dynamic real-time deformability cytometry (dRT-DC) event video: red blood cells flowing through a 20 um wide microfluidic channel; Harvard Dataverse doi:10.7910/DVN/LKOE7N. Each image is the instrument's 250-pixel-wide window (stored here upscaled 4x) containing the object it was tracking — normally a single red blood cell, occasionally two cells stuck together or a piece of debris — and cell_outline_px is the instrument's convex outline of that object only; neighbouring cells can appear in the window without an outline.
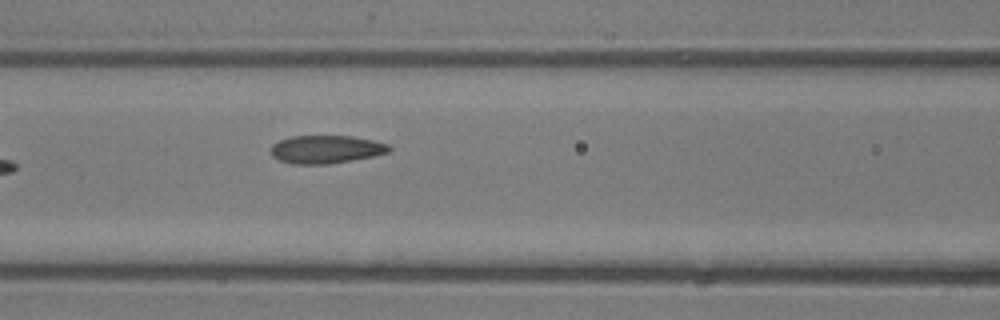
{"species": "common noctule bat (a hibernating species)", "species_latin": "Nyctalus noctula", "temperature_condition": "room temperature", "stored_images_in_passage": 5, "camera_frame_rate_fps": 3000, "um_per_image_px": 0.085, "animal": {"sex": "male", "body_mass_g": 13.3}, "frame": {"image": 1, "passage_image": 5, "time_ms": 4.667, "image_size_px": [1000, 320], "cell_outline_px": [[392, 148], [388, 152], [372, 156], [328, 164], [292, 164], [280, 160], [272, 156], [272, 144], [280, 140], [292, 136], [352, 136], [372, 140], [388, 144]], "centroid_in_image_um": [27.7, 12.69], "position_along_channel_um": 138.9, "area_um2": 19.13}}